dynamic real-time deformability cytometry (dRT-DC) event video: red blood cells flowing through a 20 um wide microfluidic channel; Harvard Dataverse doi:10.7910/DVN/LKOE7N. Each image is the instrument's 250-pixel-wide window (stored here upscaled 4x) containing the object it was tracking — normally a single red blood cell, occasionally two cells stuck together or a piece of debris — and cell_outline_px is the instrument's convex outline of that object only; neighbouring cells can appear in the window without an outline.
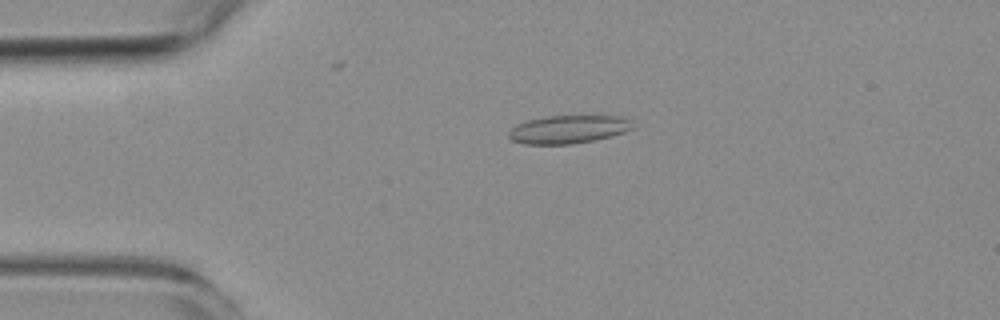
{"species": "common noctule bat (a hibernating species)", "species_latin": "Nyctalus noctula", "temperature_condition": "room temperature", "stored_images_in_passage": 2, "camera_frame_rate_fps": 3000, "um_per_image_px": 0.085, "animal": {"sex": "female", "body_mass_g": 19.3, "forearm_length_mm": 54.1}, "frame": {"image": 1, "passage_image": 1, "time_ms": 0.0, "image_size_px": [1000, 320], "cell_outline_px": [[636, 128], [612, 136], [572, 144], [524, 144], [512, 140], [508, 136], [508, 132], [516, 124], [528, 120], [548, 116], [620, 116], [632, 120]], "centroid_in_image_um": [48.34, 10.99], "position_along_channel_um": 36.7, "area_um2": 20.4}}